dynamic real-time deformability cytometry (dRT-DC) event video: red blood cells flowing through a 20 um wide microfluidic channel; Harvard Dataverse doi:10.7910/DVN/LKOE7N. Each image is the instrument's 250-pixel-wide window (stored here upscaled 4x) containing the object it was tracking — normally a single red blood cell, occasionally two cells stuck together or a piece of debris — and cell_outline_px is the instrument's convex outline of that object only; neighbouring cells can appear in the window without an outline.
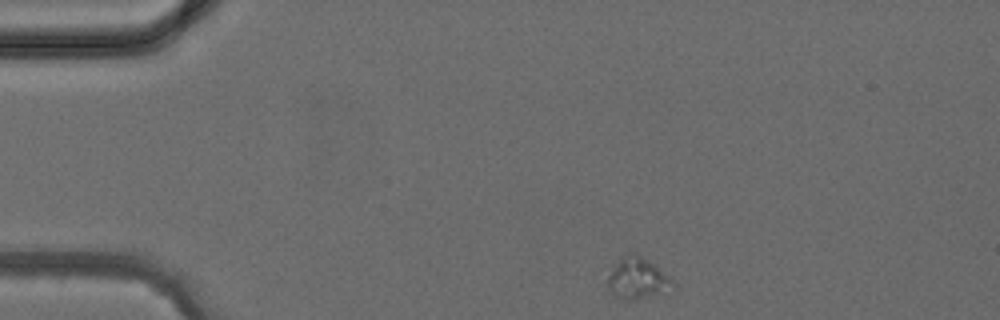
{"species": "common noctule bat (a hibernating species)", "species_latin": "Nyctalus noctula", "temperature_condition": "cold", "stored_images_in_passage": 3, "camera_frame_rate_fps": 3000, "um_per_image_px": 0.085, "animal": {"sex": "female", "body_mass_g": 24.6, "forearm_length_mm": 56.2}, "frame": {"image": 1, "passage_image": 1, "time_ms": 0.0, "image_size_px": [1000, 320], "cell_outline_px": [[676, 288], [636, 300], [628, 300], [612, 292], [608, 288], [608, 276], [612, 268], [624, 256], [636, 252], [668, 276], [676, 284]], "centroid_in_image_um": [54.21, 23.68], "position_along_channel_um": 30.8, "area_um2": 15.09}}